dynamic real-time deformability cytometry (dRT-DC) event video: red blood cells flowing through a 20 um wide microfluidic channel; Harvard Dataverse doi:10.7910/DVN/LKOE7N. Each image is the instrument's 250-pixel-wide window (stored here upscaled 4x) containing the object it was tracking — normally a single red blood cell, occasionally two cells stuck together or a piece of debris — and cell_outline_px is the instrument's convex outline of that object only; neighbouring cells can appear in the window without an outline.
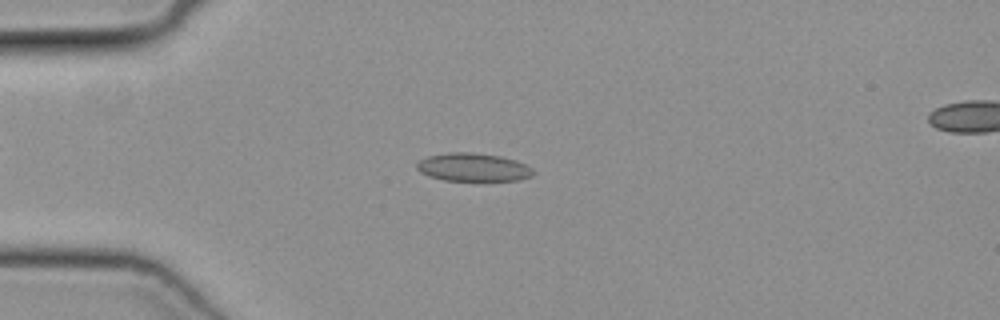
{"species": "common noctule bat (a hibernating species)", "species_latin": "Nyctalus noctula", "temperature_condition": "cold", "stored_images_in_passage": 43, "camera_frame_rate_fps": 3000, "um_per_image_px": 0.085, "animal": {"sex": "female", "body_mass_g": 19.3, "forearm_length_mm": 54.1}, "frame": {"image": 1, "passage_image": 6, "time_ms": 1.667, "image_size_px": [1000, 320], "cell_outline_px": [[536, 172], [532, 176], [516, 180], [444, 180], [428, 176], [420, 172], [416, 168], [416, 164], [420, 160], [428, 156], [452, 152], [472, 152], [500, 156], [516, 160], [524, 164]], "centroid_in_image_um": [40.2, 14.21], "position_along_channel_um": 44.8, "area_um2": 18.96}}
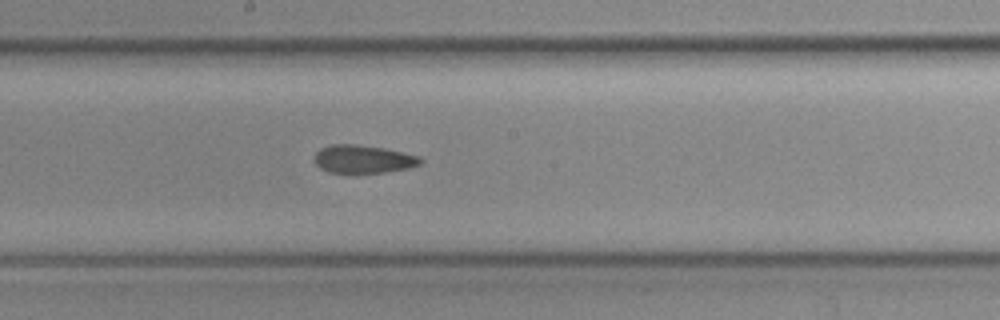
{"frame": {"image": 2, "passage_image": 20, "time_ms": 6.333, "image_size_px": [1000, 320], "cell_outline_px": [[424, 160], [420, 164], [408, 168], [384, 172], [348, 176], [328, 172], [320, 168], [312, 160], [312, 156], [320, 148], [332, 144], [356, 144], [384, 148], [420, 156]], "centroid_in_image_um": [30.8, 13.56], "position_along_channel_um": 217.4, "area_um2": 18.21}}
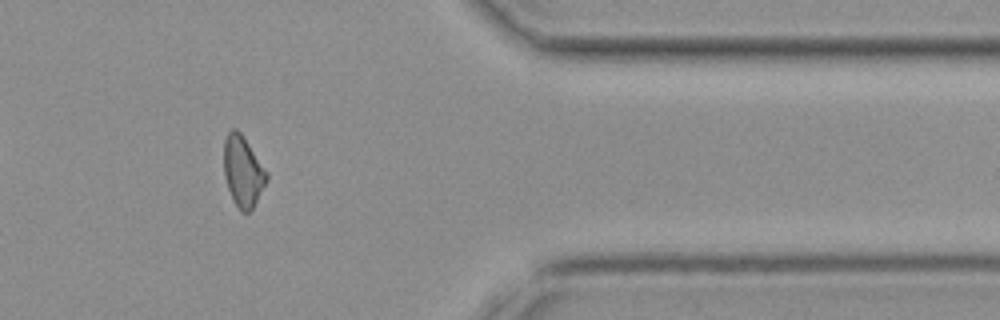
{"frame": {"image": 3, "passage_image": 34, "time_ms": 11.0, "image_size_px": [1000, 320], "cell_outline_px": [[268, 180], [252, 208], [248, 212], [240, 212], [228, 188], [224, 176], [224, 140], [228, 132], [232, 128], [236, 128], [240, 132], [268, 172]], "centroid_in_image_um": [20.65, 14.55], "position_along_channel_um": 390.7, "area_um2": 17.46}}